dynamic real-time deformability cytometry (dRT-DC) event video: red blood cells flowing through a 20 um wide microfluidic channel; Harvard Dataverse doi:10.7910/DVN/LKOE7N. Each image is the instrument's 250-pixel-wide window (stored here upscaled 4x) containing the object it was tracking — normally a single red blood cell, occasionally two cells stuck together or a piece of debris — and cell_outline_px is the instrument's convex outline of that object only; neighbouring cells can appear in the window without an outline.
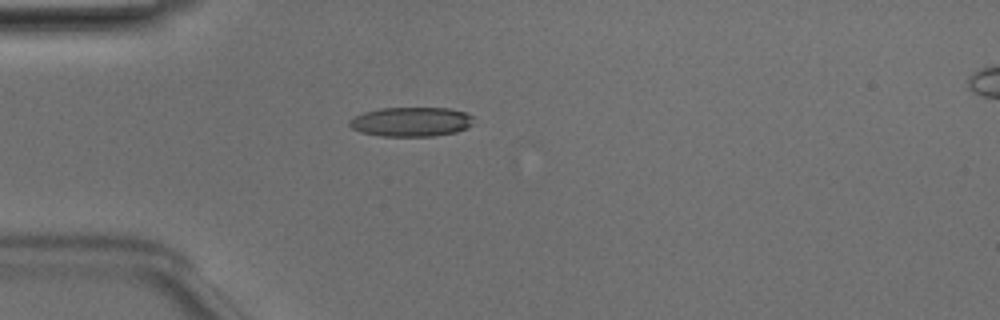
{"species": "Egyptian fruit bat (a non-hibernating species)", "species_latin": "Rousettus aegyptiacus", "temperature_condition": "room temperature", "stored_images_in_passage": 48, "camera_frame_rate_fps": 3000, "um_per_image_px": 0.085, "animal": {"sex": "male"}, "frame": {"image": 1, "passage_image": 14, "time_ms": 4.333, "image_size_px": [1000, 320], "cell_outline_px": [[472, 124], [468, 128], [456, 132], [432, 136], [380, 136], [360, 132], [352, 128], [348, 124], [348, 120], [364, 112], [380, 108], [448, 108], [464, 112], [472, 116]], "centroid_in_image_um": [34.93, 10.35], "position_along_channel_um": 50.1, "area_um2": 21.27}}
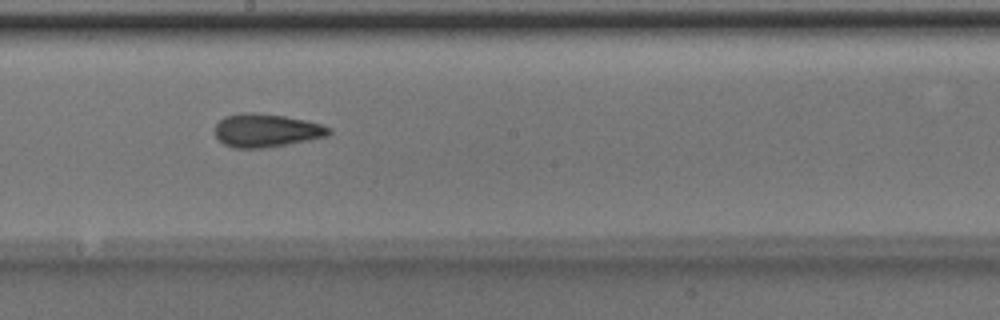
{"frame": {"image": 2, "passage_image": 28, "time_ms": 9.0, "image_size_px": [1000, 320], "cell_outline_px": [[332, 132], [328, 136], [308, 140], [264, 148], [232, 148], [224, 144], [216, 136], [216, 124], [224, 116], [240, 112], [252, 112], [284, 116], [304, 120], [320, 124], [332, 128]], "centroid_in_image_um": [22.63, 11.08], "position_along_channel_um": 225.6, "area_um2": 22.08}}
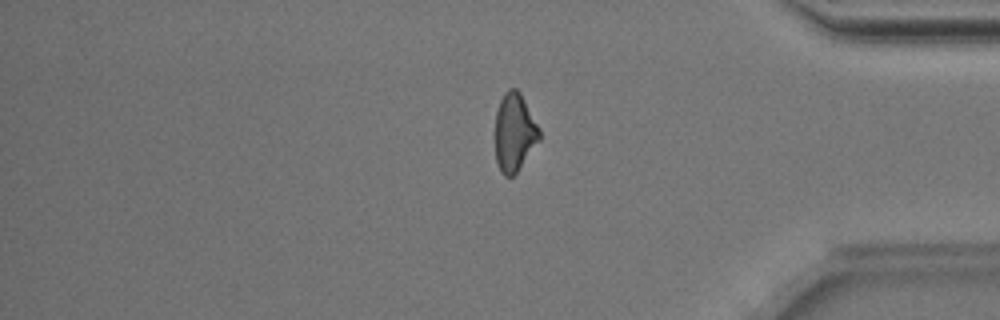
{"frame": {"image": 3, "passage_image": 42, "time_ms": 13.667, "image_size_px": [1000, 320], "cell_outline_px": [[540, 140], [516, 172], [512, 176], [504, 176], [500, 172], [496, 160], [496, 112], [500, 100], [504, 92], [508, 88], [516, 88], [520, 92], [540, 128]], "centroid_in_image_um": [43.73, 11.23], "position_along_channel_um": 391.5, "area_um2": 20.06}, "authors_computed_cell_mechanics": {"area_um2": 21.2993, "velocity_mm_per_s": 4.0166, "shape_relaxation_time_tau1_ms": 2.6004, "shape_relaxation_time_tau2_ms": 2.408, "deformation_change_tau1": 0.147, "deformation_change_tau2": 0.117}}